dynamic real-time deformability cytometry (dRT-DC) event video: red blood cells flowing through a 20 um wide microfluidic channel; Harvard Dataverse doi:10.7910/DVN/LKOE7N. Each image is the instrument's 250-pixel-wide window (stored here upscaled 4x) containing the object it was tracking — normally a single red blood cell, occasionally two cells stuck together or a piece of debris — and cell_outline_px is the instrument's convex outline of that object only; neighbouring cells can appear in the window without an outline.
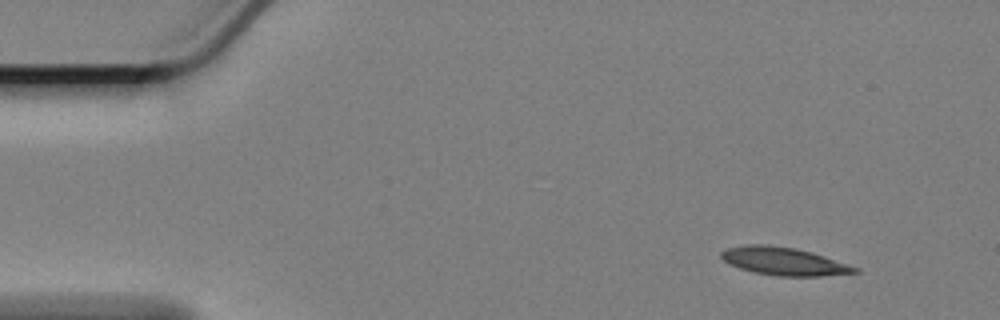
{"species": "Egyptian fruit bat (a non-hibernating species)", "species_latin": "Rousettus aegyptiacus", "temperature_condition": "cold", "stored_images_in_passage": 28, "camera_frame_rate_fps": 3000, "um_per_image_px": 0.085, "animal": {"sex": "female"}, "frame": {"image": 1, "passage_image": 1, "time_ms": 0.0, "image_size_px": [1000, 320], "cell_outline_px": [[860, 272], [820, 276], [780, 276], [756, 272], [740, 268], [728, 264], [720, 256], [720, 252], [728, 248], [744, 244], [768, 244], [796, 248], [812, 252], [860, 268]], "centroid_in_image_um": [66.63, 22.19], "position_along_channel_um": 18.4, "area_um2": 21.73}}
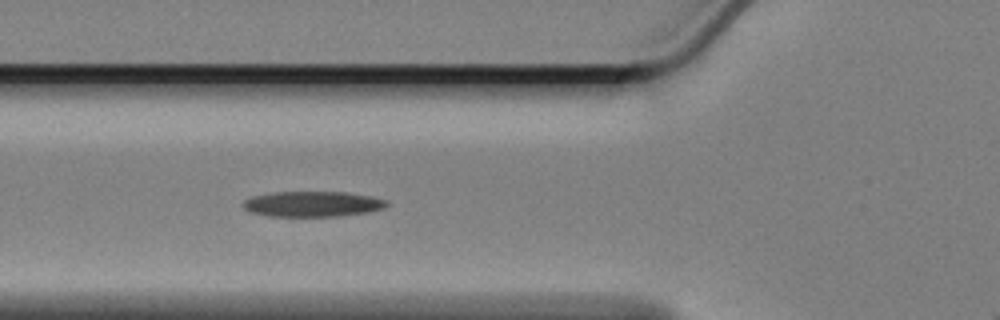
{"frame": {"image": 2, "passage_image": 16, "time_ms": 5.0, "image_size_px": [1000, 320], "cell_outline_px": [[392, 204], [384, 208], [368, 212], [340, 216], [268, 216], [252, 212], [244, 208], [240, 204], [244, 200], [252, 196], [276, 192], [344, 192], [372, 196], [388, 200]], "centroid_in_image_um": [26.61, 17.34], "position_along_channel_um": 99.2, "area_um2": 21.44}}
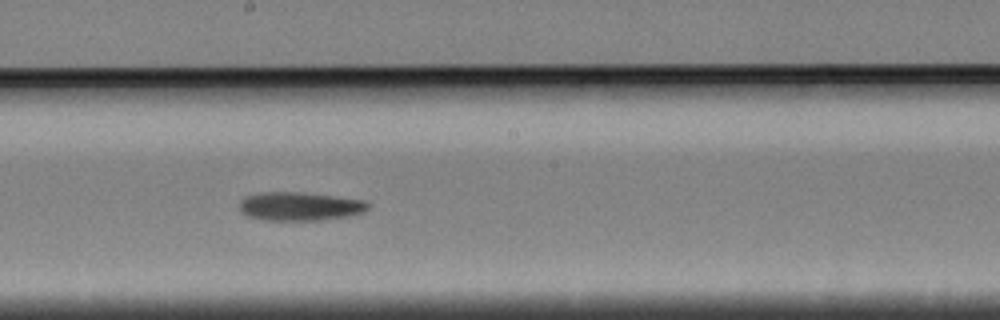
{"frame": {"image": 3, "passage_image": 27, "time_ms": 8.667, "image_size_px": [1000, 320], "cell_outline_px": [[372, 204], [364, 212], [348, 216], [320, 220], [264, 220], [248, 216], [240, 212], [240, 200], [244, 196], [260, 192], [300, 192], [364, 200]], "centroid_in_image_um": [25.47, 17.53], "position_along_channel_um": 222.7, "area_um2": 21.5}}